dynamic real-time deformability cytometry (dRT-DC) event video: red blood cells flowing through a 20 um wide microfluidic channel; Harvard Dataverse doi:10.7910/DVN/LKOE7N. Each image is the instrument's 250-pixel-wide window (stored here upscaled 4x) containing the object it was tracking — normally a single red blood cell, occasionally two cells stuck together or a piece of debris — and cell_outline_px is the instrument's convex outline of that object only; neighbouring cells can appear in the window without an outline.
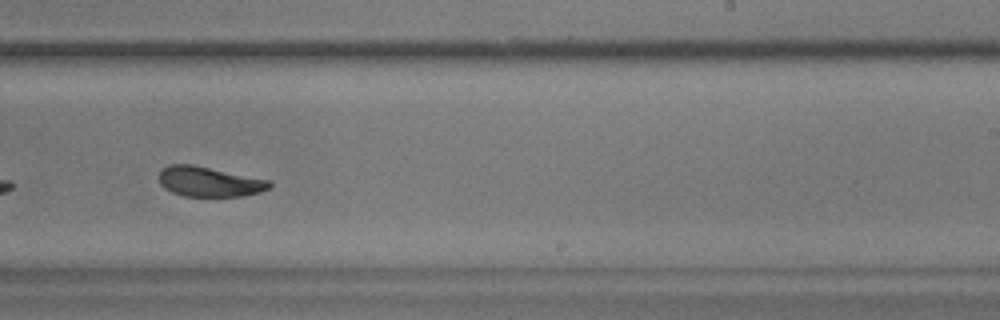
{"species": "common noctule bat (a hibernating species)", "species_latin": "Nyctalus noctula", "temperature_condition": "warm", "stored_images_in_passage": 40, "camera_frame_rate_fps": 3000, "um_per_image_px": 0.085, "animal": {"sex": "male", "body_mass_g": 17.9}, "frame": {"image": 1, "passage_image": 18, "time_ms": 5.667, "image_size_px": [1000, 320], "cell_outline_px": [[272, 184], [268, 188], [260, 192], [244, 196], [184, 196], [172, 192], [164, 188], [160, 184], [160, 168], [168, 164], [192, 164], [272, 180]], "centroid_in_image_um": [17.79, 15.43], "position_along_channel_um": 271.2, "area_um2": 19.48}, "authors_computed_cell_mechanics": {"area_um2": 20.3167, "velocity_mm_per_s": 3.63, "shape_relaxation_time_tau1_ms": 3.6926, "shape_relaxation_time_tau2_ms": 1.9867, "deformation_change_tau1": 0.1458, "deformation_change_tau2": 0.074}}